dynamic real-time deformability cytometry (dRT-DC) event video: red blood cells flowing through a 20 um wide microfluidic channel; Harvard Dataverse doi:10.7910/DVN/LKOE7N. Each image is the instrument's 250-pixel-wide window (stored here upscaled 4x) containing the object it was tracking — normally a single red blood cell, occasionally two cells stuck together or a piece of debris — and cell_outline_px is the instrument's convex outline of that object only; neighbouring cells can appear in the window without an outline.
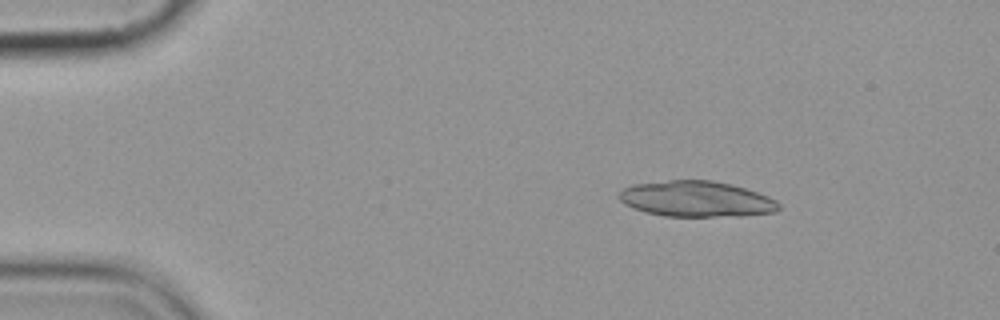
{"species": "common noctule bat (a hibernating species)", "species_latin": "Nyctalus noctula", "temperature_condition": "cold", "stored_images_in_passage": 11, "camera_frame_rate_fps": 3000, "um_per_image_px": 0.085, "animal": {"sex": "female", "body_mass_g": 19.9}, "frame": {"image": 1, "passage_image": 2, "time_ms": 2.0, "image_size_px": [1000, 320], "cell_outline_px": [[780, 208], [776, 212], [740, 216], [664, 216], [644, 212], [632, 208], [624, 204], [620, 200], [620, 192], [624, 188], [632, 184], [668, 180], [712, 180], [732, 184], [768, 196], [776, 200], [780, 204]], "centroid_in_image_um": [59.19, 16.91], "position_along_channel_um": 25.8, "area_um2": 33.41}}
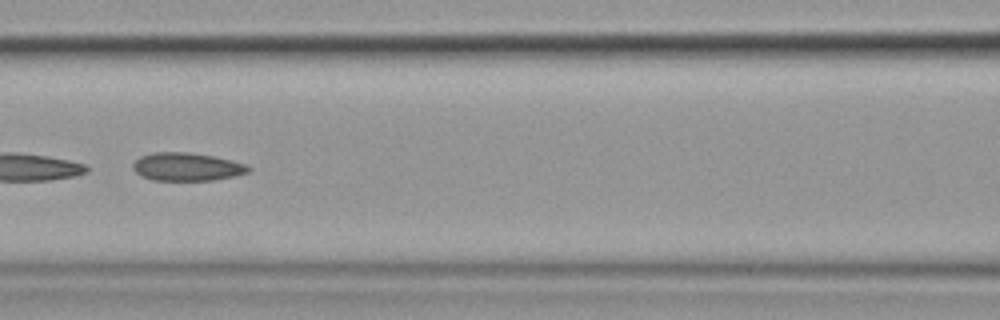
{"frame": {"image": 2, "passage_image": 7, "time_ms": 7.667, "image_size_px": [1000, 320], "cell_outline_px": [[252, 168], [248, 172], [236, 176], [212, 180], [152, 180], [136, 172], [132, 168], [132, 164], [140, 156], [152, 152], [188, 152], [212, 156], [248, 164]], "centroid_in_image_um": [15.9, 14.17], "position_along_channel_um": 150.7, "area_um2": 18.9}}